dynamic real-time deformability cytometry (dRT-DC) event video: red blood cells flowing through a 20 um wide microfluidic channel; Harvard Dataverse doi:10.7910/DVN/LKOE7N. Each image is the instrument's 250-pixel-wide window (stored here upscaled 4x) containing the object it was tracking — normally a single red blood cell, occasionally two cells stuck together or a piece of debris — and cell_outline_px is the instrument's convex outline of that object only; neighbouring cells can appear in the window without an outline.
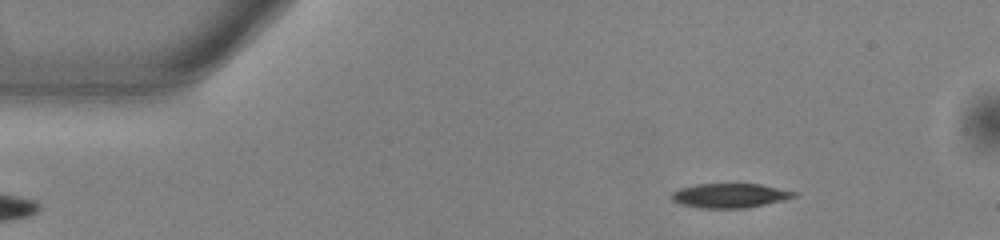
{"species": "common noctule bat (a hibernating species)", "species_latin": "Nyctalus noctula", "temperature_condition": "warm", "stored_images_in_passage": 42, "camera_frame_rate_fps": 3000, "um_per_image_px": 0.085, "animal": {"sex": "male", "body_mass_g": 13.0, "forearm_length_mm": 53.1}, "frame": {"image": 1, "passage_image": 1, "time_ms": 0.0, "image_size_px": [1000, 240], "cell_outline_px": [[796, 196], [784, 200], [744, 208], [700, 208], [680, 204], [672, 200], [672, 192], [680, 188], [696, 184], [760, 184], [796, 192]], "centroid_in_image_um": [62.01, 16.62], "position_along_channel_um": 23.0, "area_um2": 17.22}}
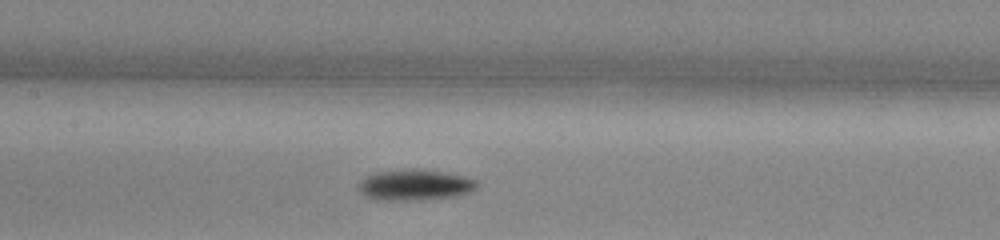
{"frame": {"image": 2, "passage_image": 18, "time_ms": 5.667, "image_size_px": [1000, 240], "cell_outline_px": [[480, 184], [476, 188], [468, 192], [452, 196], [408, 200], [388, 200], [368, 196], [356, 184], [360, 180], [376, 172], [440, 172], [464, 176], [476, 180]], "centroid_in_image_um": [35.31, 15.75], "position_along_channel_um": 172.1, "area_um2": 19.71}}
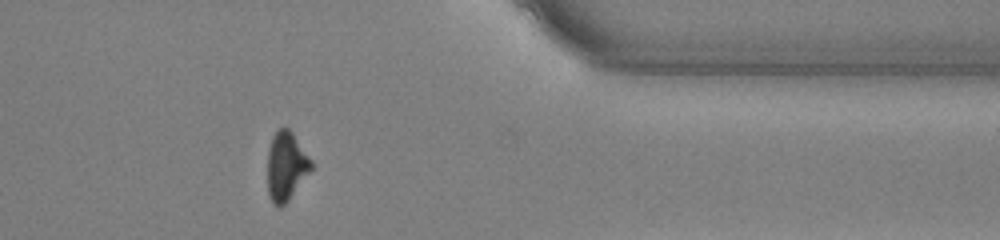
{"frame": {"image": 3, "passage_image": 36, "time_ms": 11.667, "image_size_px": [1000, 240], "cell_outline_px": [[312, 168], [288, 200], [280, 208], [276, 208], [272, 204], [268, 196], [268, 148], [272, 136], [276, 128], [288, 128], [292, 132], [312, 160]], "centroid_in_image_um": [24.29, 14.12], "position_along_channel_um": 387.1, "area_um2": 17.57}}